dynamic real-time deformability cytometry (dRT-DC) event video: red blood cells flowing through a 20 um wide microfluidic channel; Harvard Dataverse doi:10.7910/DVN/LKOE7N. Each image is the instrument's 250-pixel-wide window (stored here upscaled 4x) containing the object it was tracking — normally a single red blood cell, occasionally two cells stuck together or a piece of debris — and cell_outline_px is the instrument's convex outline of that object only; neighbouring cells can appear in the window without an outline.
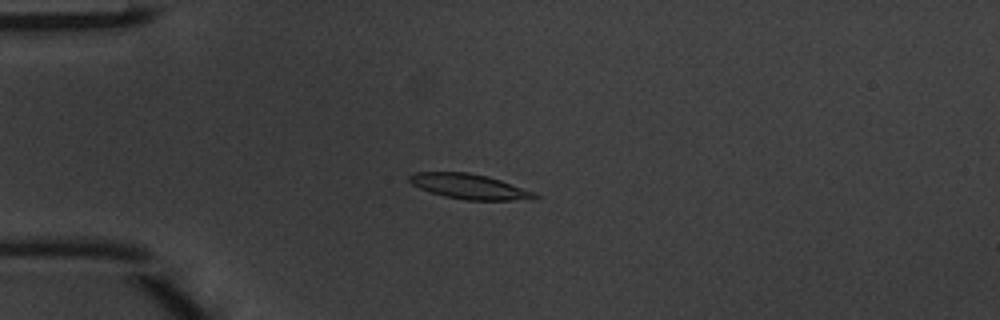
{"species": "common noctule bat (a hibernating species)", "species_latin": "Nyctalus noctula", "temperature_condition": "warm", "stored_images_in_passage": 49, "camera_frame_rate_fps": 3000, "um_per_image_px": 0.085, "animal": {"sex": "male", "body_mass_g": 20.1, "forearm_length_mm": 53.5}, "frame": {"image": 1, "passage_image": 13, "time_ms": 4.0, "image_size_px": [1000, 320], "cell_outline_px": [[540, 196], [512, 200], [464, 200], [444, 196], [420, 188], [412, 184], [408, 180], [408, 176], [416, 172], [468, 172], [488, 176], [536, 192]], "centroid_in_image_um": [39.86, 15.84], "position_along_channel_um": 45.1, "area_um2": 18.09}}
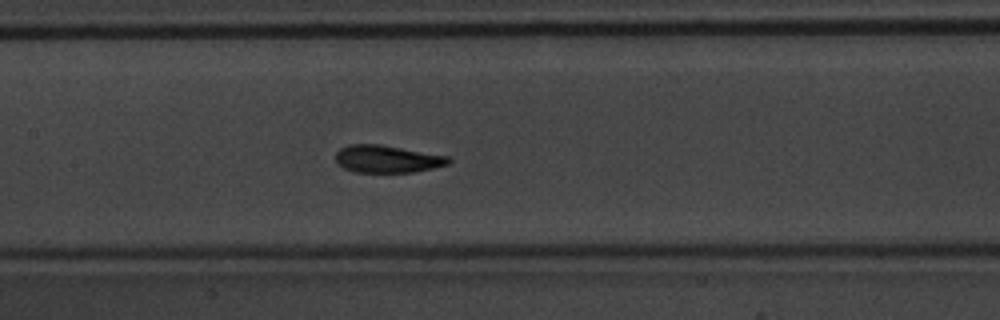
{"frame": {"image": 2, "passage_image": 24, "time_ms": 7.667, "image_size_px": [1000, 320], "cell_outline_px": [[452, 160], [448, 164], [432, 168], [412, 172], [356, 172], [344, 168], [336, 164], [336, 152], [340, 148], [348, 144], [380, 144], [448, 156]], "centroid_in_image_um": [32.88, 13.5], "position_along_channel_um": 174.5, "area_um2": 18.03}}
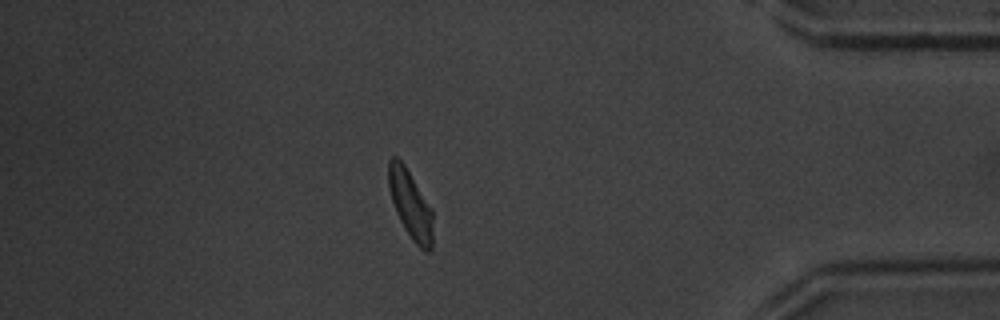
{"frame": {"image": 3, "passage_image": 43, "time_ms": 14.0, "image_size_px": [1000, 320], "cell_outline_px": [[432, 248], [428, 252], [424, 252], [412, 240], [404, 228], [396, 212], [388, 188], [388, 160], [392, 156], [396, 156], [404, 164], [432, 208]], "centroid_in_image_um": [34.88, 17.38], "position_along_channel_um": 400.3, "area_um2": 17.69}, "authors_computed_cell_mechanics": {"area_um2": 18.0914, "velocity_mm_per_s": 4.1104, "shape_relaxation_time_tau1_ms": 2.1851, "shape_relaxation_time_tau2_ms": 1.1889, "deformation_change_tau1": 0.1456, "deformation_change_tau2": 0.0659}}